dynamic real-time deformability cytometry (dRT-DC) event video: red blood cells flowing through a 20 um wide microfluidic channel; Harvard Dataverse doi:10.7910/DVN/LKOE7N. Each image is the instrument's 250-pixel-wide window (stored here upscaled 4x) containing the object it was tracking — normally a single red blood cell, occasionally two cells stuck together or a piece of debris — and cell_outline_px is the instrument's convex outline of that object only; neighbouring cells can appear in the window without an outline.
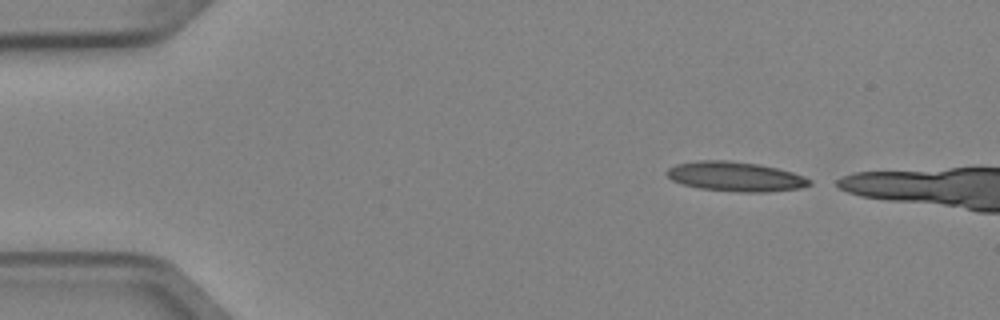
{"species": "Egyptian fruit bat (a non-hibernating species)", "species_latin": "Rousettus aegyptiacus", "temperature_condition": "cold", "stored_images_in_passage": 2, "camera_frame_rate_fps": 3000, "um_per_image_px": 0.085, "animal": {"sex": "female"}, "frame": {"image": 1, "passage_image": 1, "time_ms": 0.0, "image_size_px": [1000, 320], "cell_outline_px": [[812, 184], [800, 188], [764, 192], [740, 192], [700, 188], [680, 184], [672, 180], [664, 172], [668, 168], [676, 164], [700, 160], [728, 160], [760, 164], [792, 172], [804, 176], [812, 180]], "centroid_in_image_um": [62.5, 15.0], "position_along_channel_um": 22.5, "area_um2": 24.68}}